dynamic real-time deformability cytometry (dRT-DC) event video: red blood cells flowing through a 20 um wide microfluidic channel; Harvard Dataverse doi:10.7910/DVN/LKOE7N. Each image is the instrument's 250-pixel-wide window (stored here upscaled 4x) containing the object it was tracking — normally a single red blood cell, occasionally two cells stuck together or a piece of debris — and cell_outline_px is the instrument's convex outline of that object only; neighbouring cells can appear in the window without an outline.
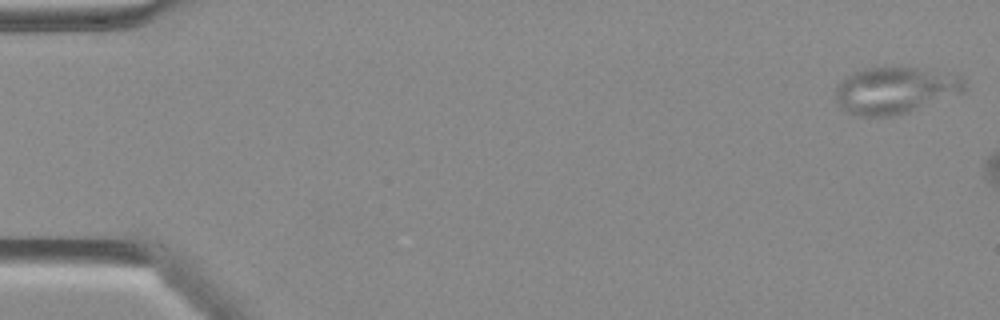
{"species": "Egyptian fruit bat (a non-hibernating species)", "species_latin": "Rousettus aegyptiacus", "temperature_condition": "warm", "stored_images_in_passage": 7, "camera_frame_rate_fps": 3000, "um_per_image_px": 0.085, "animal": {"sex": "female"}, "frame": {"image": 1, "passage_image": 1, "time_ms": 0.0, "image_size_px": [1000, 320], "cell_outline_px": [[968, 88], [964, 92], [908, 112], [892, 116], [860, 116], [848, 112], [840, 108], [836, 104], [836, 84], [840, 80], [852, 72], [864, 68], [916, 68], [960, 76], [964, 80]], "centroid_in_image_um": [76.04, 7.69], "position_along_channel_um": 9.0, "area_um2": 35.03}}